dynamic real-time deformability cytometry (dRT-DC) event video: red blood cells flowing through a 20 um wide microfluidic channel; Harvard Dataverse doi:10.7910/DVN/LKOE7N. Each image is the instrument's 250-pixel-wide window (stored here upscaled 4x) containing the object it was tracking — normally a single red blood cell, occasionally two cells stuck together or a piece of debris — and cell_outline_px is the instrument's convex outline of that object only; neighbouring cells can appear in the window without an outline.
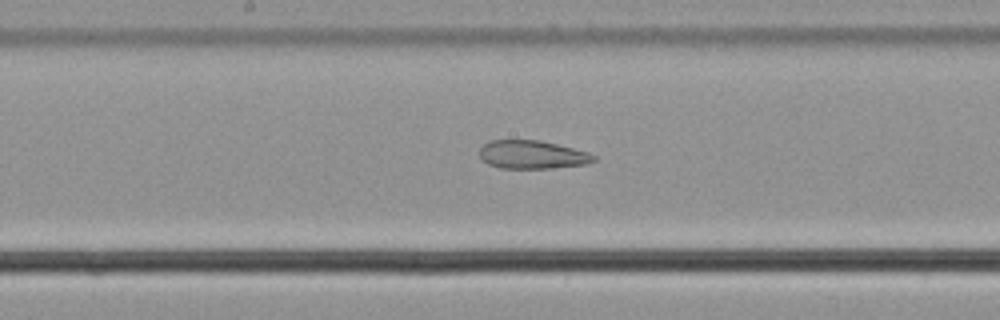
{"species": "common noctule bat (a hibernating species)", "species_latin": "Nyctalus noctula", "temperature_condition": "cold", "stored_images_in_passage": 53, "camera_frame_rate_fps": 3000, "um_per_image_px": 0.085, "animal": {"sex": "male", "body_mass_g": 21.5, "forearm_length_mm": 52.0}, "frame": {"image": 1, "passage_image": 26, "time_ms": 8.333, "image_size_px": [1000, 320], "cell_outline_px": [[596, 160], [588, 164], [548, 168], [500, 168], [488, 164], [480, 160], [480, 148], [488, 140], [540, 140], [588, 152], [596, 156]], "centroid_in_image_um": [45.21, 13.14], "position_along_channel_um": 203.0, "area_um2": 18.9}}
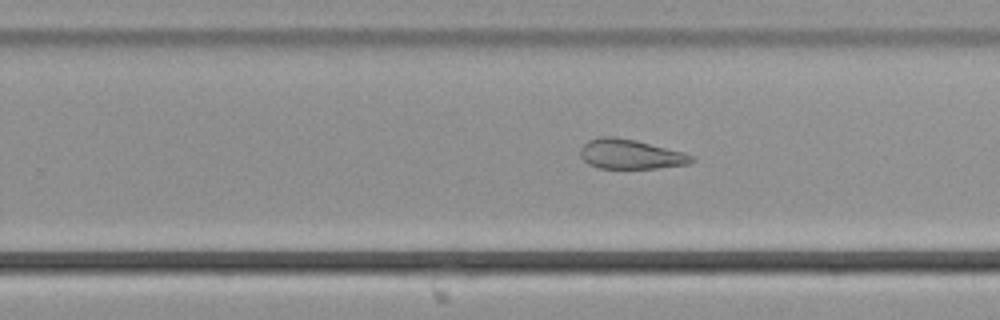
{"frame": {"image": 2, "passage_image": 32, "time_ms": 10.333, "image_size_px": [1000, 320], "cell_outline_px": [[696, 160], [688, 164], [656, 168], [600, 168], [588, 164], [580, 156], [580, 148], [588, 140], [600, 136], [616, 136], [636, 140], [684, 152], [692, 156]], "centroid_in_image_um": [53.57, 13.09], "position_along_channel_um": 276.2, "area_um2": 19.31}}
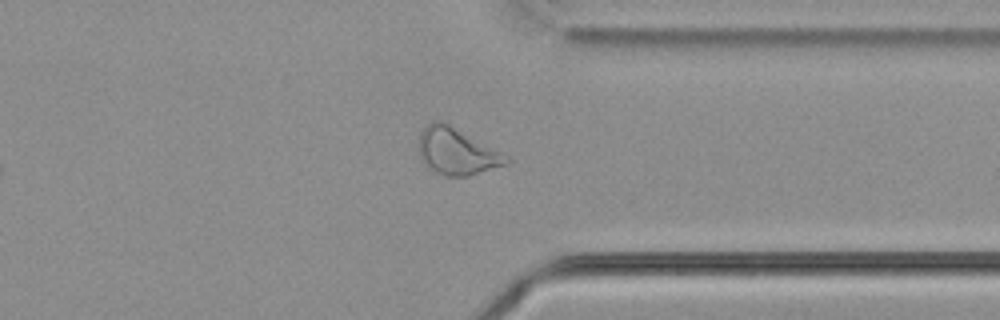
{"frame": {"image": 3, "passage_image": 40, "time_ms": 13.0, "image_size_px": [1000, 320], "cell_outline_px": [[512, 160], [508, 164], [468, 176], [444, 176], [432, 172], [420, 160], [420, 132], [432, 120], [440, 120], [448, 124], [508, 156]], "centroid_in_image_um": [38.8, 12.9], "position_along_channel_um": 372.6, "area_um2": 23.64}, "authors_computed_cell_mechanics": {"area_um2": 25.0852, "velocity_mm_per_s": 3.6745, "shape_relaxation_time_tau1_ms": null, "shape_relaxation_time_tau2_ms": 6.8836, "deformation_change_tau1": null, "deformation_change_tau2": 0.1606}}